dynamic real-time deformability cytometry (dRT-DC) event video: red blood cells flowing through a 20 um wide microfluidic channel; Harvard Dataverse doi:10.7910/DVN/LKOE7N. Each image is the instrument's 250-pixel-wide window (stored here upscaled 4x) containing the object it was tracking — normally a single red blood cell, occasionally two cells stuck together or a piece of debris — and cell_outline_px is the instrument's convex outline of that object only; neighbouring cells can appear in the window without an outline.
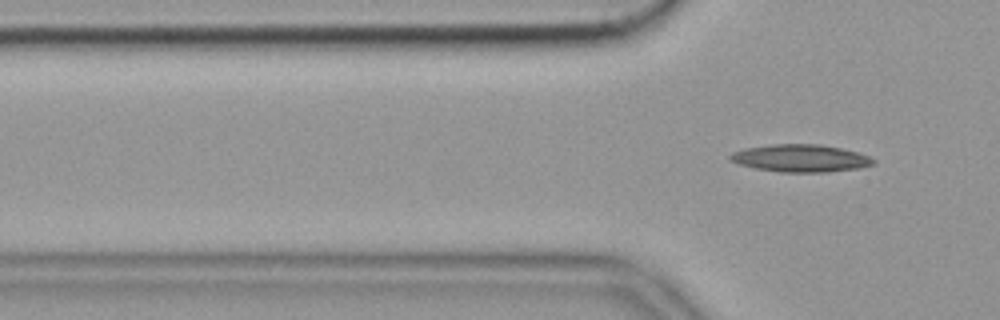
{"species": "common noctule bat (a hibernating species)", "species_latin": "Nyctalus noctula", "temperature_condition": "cold", "stored_images_in_passage": 2, "camera_frame_rate_fps": 3000, "um_per_image_px": 0.085, "animal": {"sex": "female", "body_mass_g": 19.9}, "frame": {"image": 1, "passage_image": 2, "time_ms": 0.333, "image_size_px": [1000, 320], "cell_outline_px": [[876, 164], [860, 168], [828, 172], [780, 172], [756, 168], [740, 164], [728, 160], [728, 156], [732, 152], [744, 148], [772, 144], [820, 144], [840, 148], [856, 152], [868, 156], [876, 160]], "centroid_in_image_um": [68.04, 13.45], "position_along_channel_um": 57.8, "area_um2": 23.0}}